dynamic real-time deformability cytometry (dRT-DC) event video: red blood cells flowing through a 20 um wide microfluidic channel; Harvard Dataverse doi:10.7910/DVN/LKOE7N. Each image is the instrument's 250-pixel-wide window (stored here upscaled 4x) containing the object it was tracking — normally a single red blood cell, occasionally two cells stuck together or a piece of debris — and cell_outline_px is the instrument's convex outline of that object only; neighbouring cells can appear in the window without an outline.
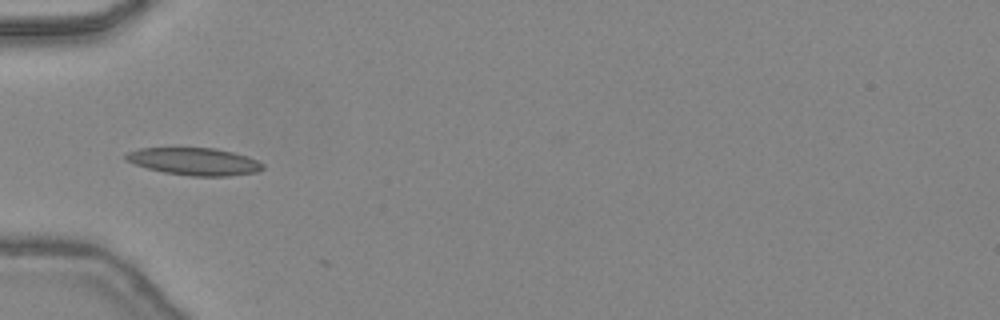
{"species": "common noctule bat (a hibernating species)", "species_latin": "Nyctalus noctula", "temperature_condition": "warm", "stored_images_in_passage": 4, "camera_frame_rate_fps": 3000, "um_per_image_px": 0.085, "animal": {"sex": "female", "body_mass_g": 24.6, "forearm_length_mm": 56.2}, "frame": {"image": 1, "passage_image": 1, "time_ms": 0.0, "image_size_px": [1000, 320], "cell_outline_px": [[264, 168], [256, 172], [228, 176], [192, 176], [164, 172], [148, 168], [124, 160], [124, 156], [128, 152], [140, 148], [216, 148], [248, 156], [264, 164]], "centroid_in_image_um": [16.53, 13.72], "position_along_channel_um": 68.5, "area_um2": 21.73}}